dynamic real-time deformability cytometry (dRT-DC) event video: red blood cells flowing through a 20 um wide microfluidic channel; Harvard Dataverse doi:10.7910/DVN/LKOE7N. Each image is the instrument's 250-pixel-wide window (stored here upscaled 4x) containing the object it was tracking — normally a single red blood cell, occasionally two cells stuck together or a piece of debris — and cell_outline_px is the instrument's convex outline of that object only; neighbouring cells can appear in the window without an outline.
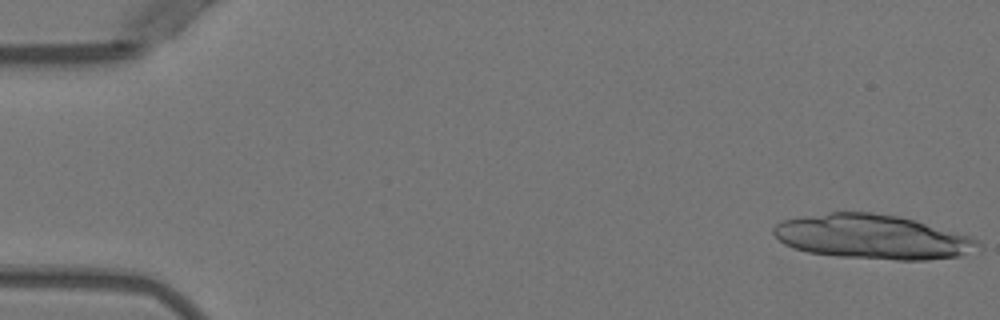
{"species": "Egyptian fruit bat (a non-hibernating species)", "species_latin": "Rousettus aegyptiacus", "temperature_condition": "warm", "stored_images_in_passage": 7, "camera_frame_rate_fps": 3000, "um_per_image_px": 0.085, "animal": {"sex": "female"}, "frame": {"image": 1, "passage_image": 1, "time_ms": 0.0, "image_size_px": [1000, 320], "cell_outline_px": [[952, 252], [944, 256], [880, 256], [820, 252], [800, 248], [792, 244], [856, 216], [880, 216], [904, 220], [916, 224], [944, 236]], "centroid_in_image_um": [74.59, 20.29], "position_along_channel_um": 10.4, "area_um2": 32.02}}